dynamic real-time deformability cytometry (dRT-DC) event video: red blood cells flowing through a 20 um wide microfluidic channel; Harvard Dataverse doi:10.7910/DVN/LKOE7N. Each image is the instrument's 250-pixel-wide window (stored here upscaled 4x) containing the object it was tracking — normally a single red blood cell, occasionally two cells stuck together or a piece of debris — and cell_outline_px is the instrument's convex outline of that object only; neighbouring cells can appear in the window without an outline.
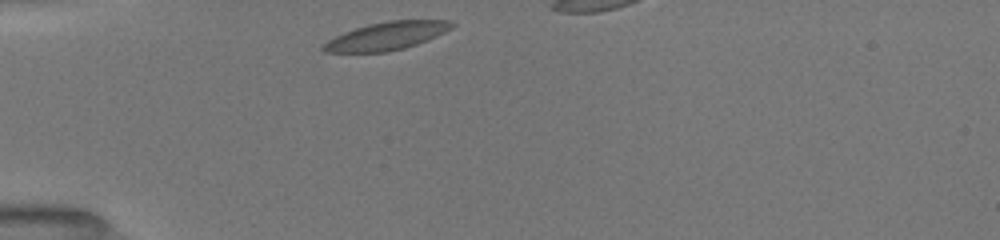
{"species": "common noctule bat (a hibernating species)", "species_latin": "Nyctalus noctula", "temperature_condition": "room temperature", "stored_images_in_passage": 10, "camera_frame_rate_fps": 3000, "um_per_image_px": 0.085, "animal": {"sex": "female", "body_mass_g": 19.5, "forearm_length_mm": 54.1}, "frame": {"image": 1, "passage_image": 1, "time_ms": 0.0, "image_size_px": [1000, 240], "cell_outline_px": [[456, 24], [452, 28], [428, 40], [404, 48], [388, 52], [324, 52], [320, 48], [320, 44], [344, 32], [368, 24], [388, 20], [452, 20]], "centroid_in_image_um": [32.86, 3.05], "position_along_channel_um": 52.1, "area_um2": 21.04}}
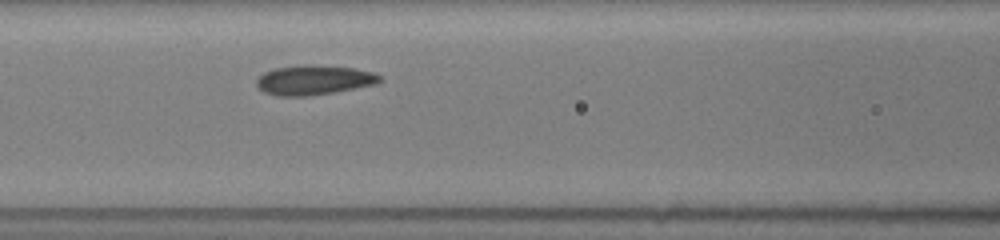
{"frame": {"image": 2, "passage_image": 9, "time_ms": 2.667, "image_size_px": [1000, 240], "cell_outline_px": [[384, 80], [376, 84], [332, 92], [308, 96], [276, 96], [264, 92], [256, 84], [256, 80], [264, 72], [276, 68], [300, 64], [304, 64], [352, 68], [372, 72], [384, 76]], "centroid_in_image_um": [26.69, 6.8], "position_along_channel_um": 139.9, "area_um2": 21.27}}